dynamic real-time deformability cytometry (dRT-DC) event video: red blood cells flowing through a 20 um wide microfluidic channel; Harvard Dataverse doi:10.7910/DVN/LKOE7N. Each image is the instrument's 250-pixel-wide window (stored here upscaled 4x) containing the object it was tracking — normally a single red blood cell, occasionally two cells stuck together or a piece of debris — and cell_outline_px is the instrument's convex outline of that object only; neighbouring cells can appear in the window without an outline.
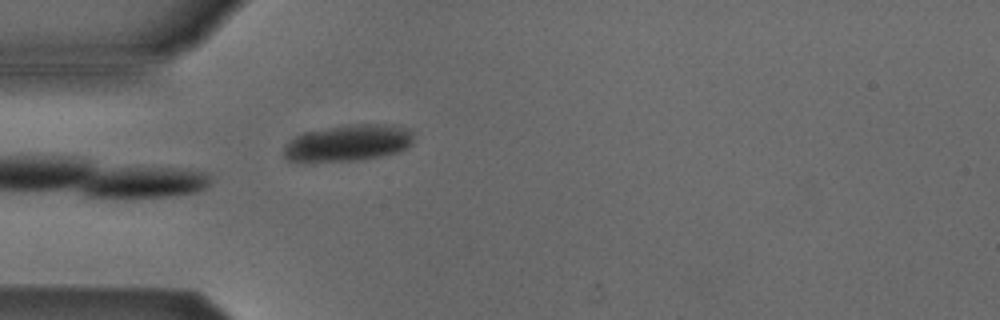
{"species": "Egyptian fruit bat (a non-hibernating species)", "species_latin": "Rousettus aegyptiacus", "temperature_condition": "cold", "stored_images_in_passage": 5, "camera_frame_rate_fps": 3000, "um_per_image_px": 0.085, "animal": {"sex": "male"}, "frame": {"image": 1, "passage_image": 5, "time_ms": 4.667, "image_size_px": [1000, 320], "cell_outline_px": [[412, 144], [408, 148], [400, 152], [384, 156], [360, 160], [312, 164], [288, 160], [284, 156], [284, 144], [288, 140], [304, 132], [348, 124], [392, 124], [408, 128], [412, 132]], "centroid_in_image_um": [29.57, 12.18], "position_along_channel_um": 55.4, "area_um2": 28.67}}